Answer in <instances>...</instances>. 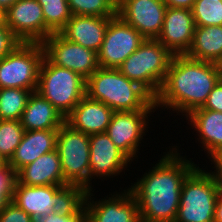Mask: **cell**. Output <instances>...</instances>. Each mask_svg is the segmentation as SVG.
Returning <instances> with one entry per match:
<instances>
[{"label":"cell","mask_w":222,"mask_h":222,"mask_svg":"<svg viewBox=\"0 0 222 222\" xmlns=\"http://www.w3.org/2000/svg\"><path fill=\"white\" fill-rule=\"evenodd\" d=\"M0 222H35V219L10 201L0 211Z\"/></svg>","instance_id":"cell-31"},{"label":"cell","mask_w":222,"mask_h":222,"mask_svg":"<svg viewBox=\"0 0 222 222\" xmlns=\"http://www.w3.org/2000/svg\"><path fill=\"white\" fill-rule=\"evenodd\" d=\"M217 199L211 174L197 166L183 182L174 222H214Z\"/></svg>","instance_id":"cell-7"},{"label":"cell","mask_w":222,"mask_h":222,"mask_svg":"<svg viewBox=\"0 0 222 222\" xmlns=\"http://www.w3.org/2000/svg\"><path fill=\"white\" fill-rule=\"evenodd\" d=\"M15 172L6 163L0 168V195H12Z\"/></svg>","instance_id":"cell-33"},{"label":"cell","mask_w":222,"mask_h":222,"mask_svg":"<svg viewBox=\"0 0 222 222\" xmlns=\"http://www.w3.org/2000/svg\"><path fill=\"white\" fill-rule=\"evenodd\" d=\"M6 163L4 162V160L0 157V168L2 167V166H4Z\"/></svg>","instance_id":"cell-41"},{"label":"cell","mask_w":222,"mask_h":222,"mask_svg":"<svg viewBox=\"0 0 222 222\" xmlns=\"http://www.w3.org/2000/svg\"><path fill=\"white\" fill-rule=\"evenodd\" d=\"M58 129L25 131L12 158L7 163L15 174L41 155L56 150Z\"/></svg>","instance_id":"cell-22"},{"label":"cell","mask_w":222,"mask_h":222,"mask_svg":"<svg viewBox=\"0 0 222 222\" xmlns=\"http://www.w3.org/2000/svg\"><path fill=\"white\" fill-rule=\"evenodd\" d=\"M167 6L163 0H123L117 15L145 39H157L162 31Z\"/></svg>","instance_id":"cell-16"},{"label":"cell","mask_w":222,"mask_h":222,"mask_svg":"<svg viewBox=\"0 0 222 222\" xmlns=\"http://www.w3.org/2000/svg\"><path fill=\"white\" fill-rule=\"evenodd\" d=\"M21 43L6 26L5 21L0 20V59L9 54Z\"/></svg>","instance_id":"cell-32"},{"label":"cell","mask_w":222,"mask_h":222,"mask_svg":"<svg viewBox=\"0 0 222 222\" xmlns=\"http://www.w3.org/2000/svg\"><path fill=\"white\" fill-rule=\"evenodd\" d=\"M202 108L222 112V78L214 86Z\"/></svg>","instance_id":"cell-34"},{"label":"cell","mask_w":222,"mask_h":222,"mask_svg":"<svg viewBox=\"0 0 222 222\" xmlns=\"http://www.w3.org/2000/svg\"><path fill=\"white\" fill-rule=\"evenodd\" d=\"M42 6L45 24L54 32H59L71 18L67 0H37Z\"/></svg>","instance_id":"cell-28"},{"label":"cell","mask_w":222,"mask_h":222,"mask_svg":"<svg viewBox=\"0 0 222 222\" xmlns=\"http://www.w3.org/2000/svg\"><path fill=\"white\" fill-rule=\"evenodd\" d=\"M144 40L135 28L117 15L109 21L102 46L97 53L99 67L118 69Z\"/></svg>","instance_id":"cell-13"},{"label":"cell","mask_w":222,"mask_h":222,"mask_svg":"<svg viewBox=\"0 0 222 222\" xmlns=\"http://www.w3.org/2000/svg\"><path fill=\"white\" fill-rule=\"evenodd\" d=\"M86 80L43 57L36 91L66 117L86 95Z\"/></svg>","instance_id":"cell-5"},{"label":"cell","mask_w":222,"mask_h":222,"mask_svg":"<svg viewBox=\"0 0 222 222\" xmlns=\"http://www.w3.org/2000/svg\"><path fill=\"white\" fill-rule=\"evenodd\" d=\"M12 195H0V211L11 201Z\"/></svg>","instance_id":"cell-40"},{"label":"cell","mask_w":222,"mask_h":222,"mask_svg":"<svg viewBox=\"0 0 222 222\" xmlns=\"http://www.w3.org/2000/svg\"><path fill=\"white\" fill-rule=\"evenodd\" d=\"M35 222H85V211L81 196L69 208L39 217Z\"/></svg>","instance_id":"cell-30"},{"label":"cell","mask_w":222,"mask_h":222,"mask_svg":"<svg viewBox=\"0 0 222 222\" xmlns=\"http://www.w3.org/2000/svg\"><path fill=\"white\" fill-rule=\"evenodd\" d=\"M56 150L64 181L80 193L90 190L89 135L64 122L58 129Z\"/></svg>","instance_id":"cell-6"},{"label":"cell","mask_w":222,"mask_h":222,"mask_svg":"<svg viewBox=\"0 0 222 222\" xmlns=\"http://www.w3.org/2000/svg\"><path fill=\"white\" fill-rule=\"evenodd\" d=\"M208 159H210L209 161L212 162L211 165L214 164V167L212 166L211 168H214L215 170L207 171L210 174H222V147L213 153Z\"/></svg>","instance_id":"cell-35"},{"label":"cell","mask_w":222,"mask_h":222,"mask_svg":"<svg viewBox=\"0 0 222 222\" xmlns=\"http://www.w3.org/2000/svg\"><path fill=\"white\" fill-rule=\"evenodd\" d=\"M114 111L98 100L85 95L65 117L72 128L87 135L106 133Z\"/></svg>","instance_id":"cell-18"},{"label":"cell","mask_w":222,"mask_h":222,"mask_svg":"<svg viewBox=\"0 0 222 222\" xmlns=\"http://www.w3.org/2000/svg\"><path fill=\"white\" fill-rule=\"evenodd\" d=\"M18 0H0V12L4 14Z\"/></svg>","instance_id":"cell-39"},{"label":"cell","mask_w":222,"mask_h":222,"mask_svg":"<svg viewBox=\"0 0 222 222\" xmlns=\"http://www.w3.org/2000/svg\"><path fill=\"white\" fill-rule=\"evenodd\" d=\"M41 45L51 64L70 69L85 80L99 68L97 52L69 41L59 32L51 34Z\"/></svg>","instance_id":"cell-11"},{"label":"cell","mask_w":222,"mask_h":222,"mask_svg":"<svg viewBox=\"0 0 222 222\" xmlns=\"http://www.w3.org/2000/svg\"><path fill=\"white\" fill-rule=\"evenodd\" d=\"M192 14L195 26H221L222 0H195Z\"/></svg>","instance_id":"cell-29"},{"label":"cell","mask_w":222,"mask_h":222,"mask_svg":"<svg viewBox=\"0 0 222 222\" xmlns=\"http://www.w3.org/2000/svg\"><path fill=\"white\" fill-rule=\"evenodd\" d=\"M117 6L123 1V0H112Z\"/></svg>","instance_id":"cell-42"},{"label":"cell","mask_w":222,"mask_h":222,"mask_svg":"<svg viewBox=\"0 0 222 222\" xmlns=\"http://www.w3.org/2000/svg\"><path fill=\"white\" fill-rule=\"evenodd\" d=\"M178 148L169 146V151L128 187L137 201L140 222L175 221L183 182L198 166Z\"/></svg>","instance_id":"cell-1"},{"label":"cell","mask_w":222,"mask_h":222,"mask_svg":"<svg viewBox=\"0 0 222 222\" xmlns=\"http://www.w3.org/2000/svg\"><path fill=\"white\" fill-rule=\"evenodd\" d=\"M43 57L41 43H19L0 59V89L22 88L36 91Z\"/></svg>","instance_id":"cell-9"},{"label":"cell","mask_w":222,"mask_h":222,"mask_svg":"<svg viewBox=\"0 0 222 222\" xmlns=\"http://www.w3.org/2000/svg\"><path fill=\"white\" fill-rule=\"evenodd\" d=\"M89 146L90 190L94 189L92 179L109 180L122 172L125 174L126 168L131 166L132 161L115 146L107 133L89 135Z\"/></svg>","instance_id":"cell-15"},{"label":"cell","mask_w":222,"mask_h":222,"mask_svg":"<svg viewBox=\"0 0 222 222\" xmlns=\"http://www.w3.org/2000/svg\"><path fill=\"white\" fill-rule=\"evenodd\" d=\"M186 56L222 65V25L195 26L193 41Z\"/></svg>","instance_id":"cell-24"},{"label":"cell","mask_w":222,"mask_h":222,"mask_svg":"<svg viewBox=\"0 0 222 222\" xmlns=\"http://www.w3.org/2000/svg\"><path fill=\"white\" fill-rule=\"evenodd\" d=\"M188 121L187 124L191 126L189 129L196 131L198 143L204 153L208 154L206 157H210L219 148L222 147V112L213 110L197 108L189 113L183 119ZM190 122V123H189ZM202 145V146H201ZM206 151V152H205Z\"/></svg>","instance_id":"cell-20"},{"label":"cell","mask_w":222,"mask_h":222,"mask_svg":"<svg viewBox=\"0 0 222 222\" xmlns=\"http://www.w3.org/2000/svg\"><path fill=\"white\" fill-rule=\"evenodd\" d=\"M3 19V14L0 12V20Z\"/></svg>","instance_id":"cell-43"},{"label":"cell","mask_w":222,"mask_h":222,"mask_svg":"<svg viewBox=\"0 0 222 222\" xmlns=\"http://www.w3.org/2000/svg\"><path fill=\"white\" fill-rule=\"evenodd\" d=\"M222 78V65L195 60L186 55L173 56L159 93L156 109L172 110L183 118L207 101L208 95ZM181 113V114H180Z\"/></svg>","instance_id":"cell-2"},{"label":"cell","mask_w":222,"mask_h":222,"mask_svg":"<svg viewBox=\"0 0 222 222\" xmlns=\"http://www.w3.org/2000/svg\"><path fill=\"white\" fill-rule=\"evenodd\" d=\"M211 176L215 182L217 196L222 199V174H211Z\"/></svg>","instance_id":"cell-37"},{"label":"cell","mask_w":222,"mask_h":222,"mask_svg":"<svg viewBox=\"0 0 222 222\" xmlns=\"http://www.w3.org/2000/svg\"><path fill=\"white\" fill-rule=\"evenodd\" d=\"M156 110L114 112L107 128V135L132 162L138 157L143 136L148 132L149 120ZM149 118V119H148Z\"/></svg>","instance_id":"cell-12"},{"label":"cell","mask_w":222,"mask_h":222,"mask_svg":"<svg viewBox=\"0 0 222 222\" xmlns=\"http://www.w3.org/2000/svg\"><path fill=\"white\" fill-rule=\"evenodd\" d=\"M31 90L22 88L0 89V120H21Z\"/></svg>","instance_id":"cell-25"},{"label":"cell","mask_w":222,"mask_h":222,"mask_svg":"<svg viewBox=\"0 0 222 222\" xmlns=\"http://www.w3.org/2000/svg\"><path fill=\"white\" fill-rule=\"evenodd\" d=\"M80 196L73 185L27 186L15 180L11 201L36 220L69 208Z\"/></svg>","instance_id":"cell-8"},{"label":"cell","mask_w":222,"mask_h":222,"mask_svg":"<svg viewBox=\"0 0 222 222\" xmlns=\"http://www.w3.org/2000/svg\"><path fill=\"white\" fill-rule=\"evenodd\" d=\"M194 30L192 10L167 7L157 40L172 55H186L193 41Z\"/></svg>","instance_id":"cell-17"},{"label":"cell","mask_w":222,"mask_h":222,"mask_svg":"<svg viewBox=\"0 0 222 222\" xmlns=\"http://www.w3.org/2000/svg\"><path fill=\"white\" fill-rule=\"evenodd\" d=\"M173 56L157 39H145L118 69L155 98L164 82Z\"/></svg>","instance_id":"cell-4"},{"label":"cell","mask_w":222,"mask_h":222,"mask_svg":"<svg viewBox=\"0 0 222 222\" xmlns=\"http://www.w3.org/2000/svg\"><path fill=\"white\" fill-rule=\"evenodd\" d=\"M126 188L98 201L92 197L95 196L93 189L81 193L85 222H140L137 201L131 190Z\"/></svg>","instance_id":"cell-10"},{"label":"cell","mask_w":222,"mask_h":222,"mask_svg":"<svg viewBox=\"0 0 222 222\" xmlns=\"http://www.w3.org/2000/svg\"><path fill=\"white\" fill-rule=\"evenodd\" d=\"M214 222H222V199L218 198L215 206Z\"/></svg>","instance_id":"cell-38"},{"label":"cell","mask_w":222,"mask_h":222,"mask_svg":"<svg viewBox=\"0 0 222 222\" xmlns=\"http://www.w3.org/2000/svg\"><path fill=\"white\" fill-rule=\"evenodd\" d=\"M3 20L22 43H41L54 33L45 24L42 6L37 0H18L3 14Z\"/></svg>","instance_id":"cell-14"},{"label":"cell","mask_w":222,"mask_h":222,"mask_svg":"<svg viewBox=\"0 0 222 222\" xmlns=\"http://www.w3.org/2000/svg\"><path fill=\"white\" fill-rule=\"evenodd\" d=\"M24 132L20 120H0V157L5 163L12 158Z\"/></svg>","instance_id":"cell-26"},{"label":"cell","mask_w":222,"mask_h":222,"mask_svg":"<svg viewBox=\"0 0 222 222\" xmlns=\"http://www.w3.org/2000/svg\"><path fill=\"white\" fill-rule=\"evenodd\" d=\"M25 131L59 129L65 117L37 91L30 94L21 117Z\"/></svg>","instance_id":"cell-23"},{"label":"cell","mask_w":222,"mask_h":222,"mask_svg":"<svg viewBox=\"0 0 222 222\" xmlns=\"http://www.w3.org/2000/svg\"><path fill=\"white\" fill-rule=\"evenodd\" d=\"M167 7L192 10L195 0H163Z\"/></svg>","instance_id":"cell-36"},{"label":"cell","mask_w":222,"mask_h":222,"mask_svg":"<svg viewBox=\"0 0 222 222\" xmlns=\"http://www.w3.org/2000/svg\"><path fill=\"white\" fill-rule=\"evenodd\" d=\"M86 95L104 103L114 112L157 110L154 98L119 69L99 67L87 80Z\"/></svg>","instance_id":"cell-3"},{"label":"cell","mask_w":222,"mask_h":222,"mask_svg":"<svg viewBox=\"0 0 222 222\" xmlns=\"http://www.w3.org/2000/svg\"><path fill=\"white\" fill-rule=\"evenodd\" d=\"M112 18L114 17L71 15L59 33L69 41L98 53Z\"/></svg>","instance_id":"cell-19"},{"label":"cell","mask_w":222,"mask_h":222,"mask_svg":"<svg viewBox=\"0 0 222 222\" xmlns=\"http://www.w3.org/2000/svg\"><path fill=\"white\" fill-rule=\"evenodd\" d=\"M71 15L116 17L117 5L112 0H67Z\"/></svg>","instance_id":"cell-27"},{"label":"cell","mask_w":222,"mask_h":222,"mask_svg":"<svg viewBox=\"0 0 222 222\" xmlns=\"http://www.w3.org/2000/svg\"><path fill=\"white\" fill-rule=\"evenodd\" d=\"M18 183L27 186L68 185L63 178L57 150L45 153L15 174Z\"/></svg>","instance_id":"cell-21"}]
</instances>
